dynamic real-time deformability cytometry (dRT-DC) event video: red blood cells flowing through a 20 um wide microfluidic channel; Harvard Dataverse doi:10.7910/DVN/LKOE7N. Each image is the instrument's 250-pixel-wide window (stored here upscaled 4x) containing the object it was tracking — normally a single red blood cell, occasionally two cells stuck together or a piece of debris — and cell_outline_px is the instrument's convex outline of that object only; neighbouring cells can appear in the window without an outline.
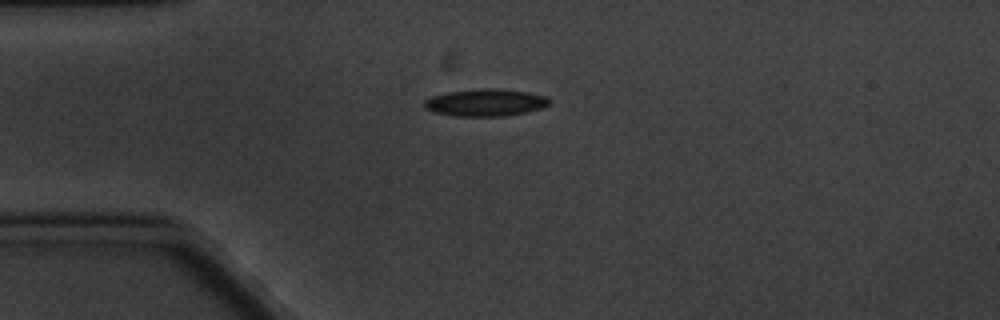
{"species": "common noctule bat (a hibernating species)", "species_latin": "Nyctalus noctula", "temperature_condition": "cold", "stored_images_in_passage": 4, "camera_frame_rate_fps": 3000, "um_per_image_px": 0.085, "animal": {"sex": "male", "body_mass_g": 20.1, "forearm_length_mm": 53.5}, "frame": {"image": 1, "passage_image": 1, "time_ms": 0.0, "image_size_px": [1000, 320], "cell_outline_px": [[552, 100], [548, 104], [540, 108], [524, 112], [500, 116], [456, 116], [432, 112], [424, 108], [424, 100], [432, 96], [448, 92], [484, 88], [496, 88], [528, 92], [548, 96]], "centroid_in_image_um": [41.25, 8.71], "position_along_channel_um": 43.7, "area_um2": 19.77}}